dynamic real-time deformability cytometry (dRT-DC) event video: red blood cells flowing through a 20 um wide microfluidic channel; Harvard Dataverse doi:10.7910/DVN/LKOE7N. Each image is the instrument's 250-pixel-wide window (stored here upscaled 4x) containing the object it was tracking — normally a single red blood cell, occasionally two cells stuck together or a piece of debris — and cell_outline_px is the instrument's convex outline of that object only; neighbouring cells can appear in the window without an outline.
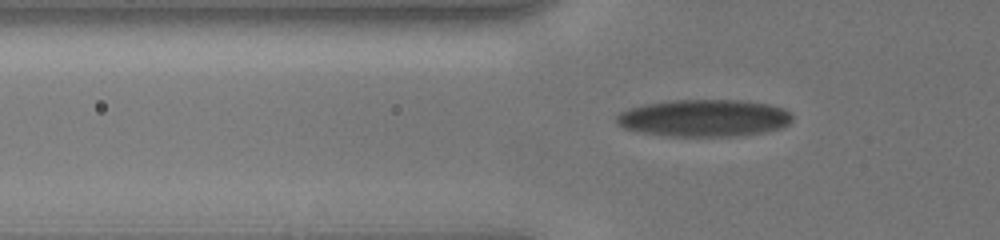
{"species": "human", "species_latin": "Homo sapiens", "temperature_condition": "cold", "stored_images_in_passage": 32, "camera_frame_rate_fps": 3000, "um_per_image_px": 0.085, "donor": {"sex": "male"}, "frame": {"image": 1, "passage_image": 10, "time_ms": 3.0, "image_size_px": [1000, 240], "cell_outline_px": [[792, 120], [788, 124], [780, 128], [764, 132], [744, 136], [668, 136], [644, 132], [624, 128], [616, 120], [616, 116], [620, 112], [628, 108], [644, 104], [668, 100], [740, 100], [768, 104], [784, 108], [792, 112]], "centroid_in_image_um": [59.88, 10.03], "position_along_channel_um": 65.9, "area_um2": 38.21}}
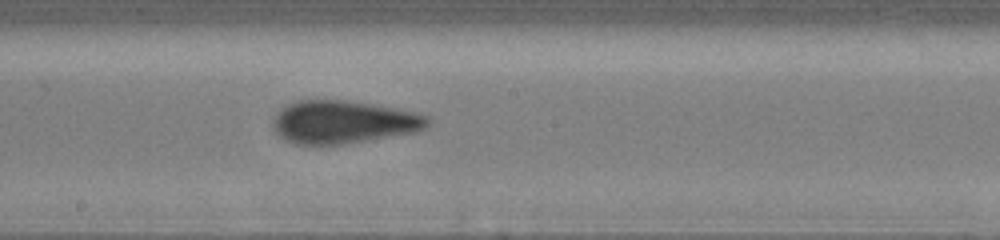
{"frame": {"image": 2, "passage_image": 22, "time_ms": 7.0, "image_size_px": [1000, 240], "cell_outline_px": [[432, 120], [424, 128], [416, 132], [340, 144], [296, 144], [284, 140], [272, 128], [272, 116], [280, 108], [288, 104], [300, 100], [348, 100], [396, 108], [416, 112], [432, 116]], "centroid_in_image_um": [29.17, 10.36], "position_along_channel_um": 219.0, "area_um2": 38.9}}
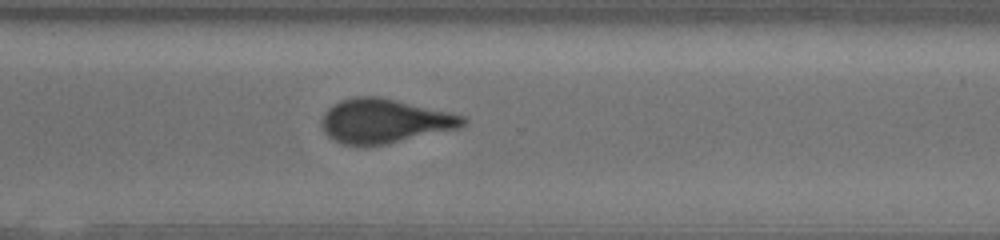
{"frame": {"image": 3, "passage_image": 32, "time_ms": 10.0, "image_size_px": [1000, 240], "cell_outline_px": [[468, 124], [460, 128], [388, 144], [364, 148], [344, 144], [332, 140], [324, 132], [320, 124], [320, 120], [324, 112], [332, 104], [340, 100], [356, 96], [380, 96], [448, 112], [464, 116], [468, 120]], "centroid_in_image_um": [32.64, 10.31], "position_along_channel_um": 338.0, "area_um2": 37.17}}